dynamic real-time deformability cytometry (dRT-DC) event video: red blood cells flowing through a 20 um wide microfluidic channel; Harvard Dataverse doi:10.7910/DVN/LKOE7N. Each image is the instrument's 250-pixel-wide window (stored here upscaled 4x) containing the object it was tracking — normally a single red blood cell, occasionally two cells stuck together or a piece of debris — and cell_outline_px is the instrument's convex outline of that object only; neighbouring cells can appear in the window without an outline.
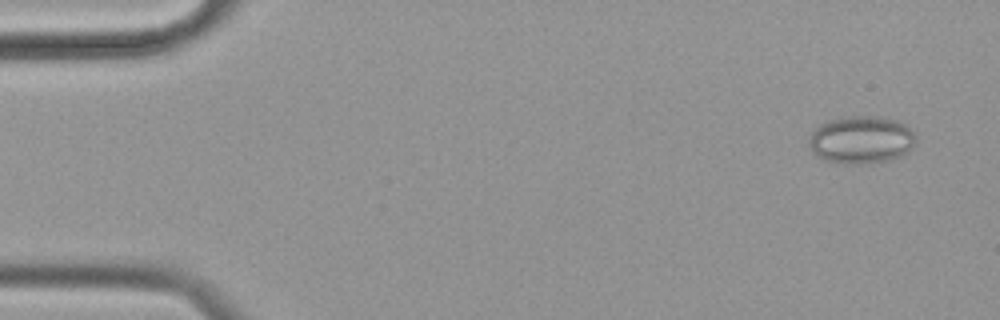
{"species": "common noctule bat (a hibernating species)", "species_latin": "Nyctalus noctula", "temperature_condition": "cold", "stored_images_in_passage": 57, "camera_frame_rate_fps": 3000, "um_per_image_px": 0.085, "animal": {"sex": "female", "body_mass_g": 19.9}, "frame": {"image": 1, "passage_image": 3, "time_ms": 0.667, "image_size_px": [1000, 320], "cell_outline_px": [[916, 140], [912, 148], [908, 152], [900, 156], [888, 160], [860, 164], [852, 164], [828, 160], [816, 156], [812, 152], [808, 140], [808, 136], [820, 124], [828, 120], [848, 116], [876, 116], [896, 120], [904, 124], [916, 132]], "centroid_in_image_um": [73.22, 11.87], "position_along_channel_um": 11.8, "area_um2": 29.77}}
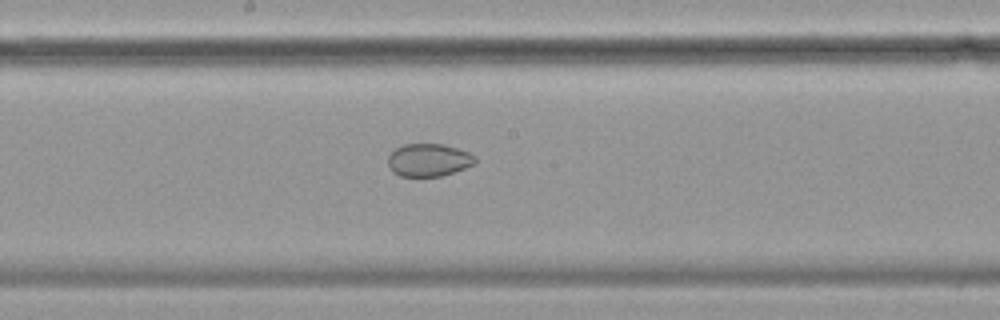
{"frame": {"image": 2, "passage_image": 30, "time_ms": 9.667, "image_size_px": [1000, 320], "cell_outline_px": [[476, 164], [440, 176], [400, 176], [392, 172], [388, 164], [388, 156], [396, 148], [404, 144], [444, 144], [468, 152], [476, 156]], "centroid_in_image_um": [36.43, 13.6], "position_along_channel_um": 211.8, "area_um2": 16.59}}
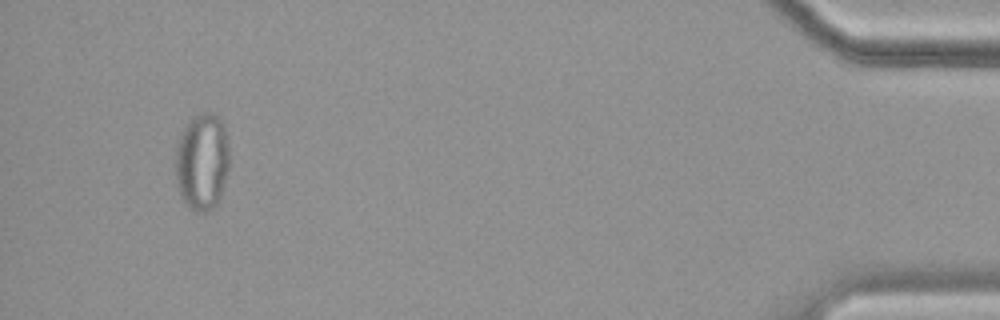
{"frame": {"image": 3, "passage_image": 54, "time_ms": 17.667, "image_size_px": [1000, 320], "cell_outline_px": [[228, 168], [220, 196], [216, 204], [208, 212], [196, 212], [184, 200], [180, 192], [176, 180], [176, 148], [180, 136], [184, 128], [196, 116], [204, 112], [216, 112], [220, 116], [224, 124], [228, 140]], "centroid_in_image_um": [17.2, 13.71], "position_along_channel_um": 418.0, "area_um2": 30.23}, "authors_computed_cell_mechanics": {"area_um2": 24.6806, "velocity_mm_per_s": 3.482, "shape_relaxation_time_tau1_ms": null, "shape_relaxation_time_tau2_ms": 2.1652, "deformation_change_tau1": null, "deformation_change_tau2": 0.0479}}